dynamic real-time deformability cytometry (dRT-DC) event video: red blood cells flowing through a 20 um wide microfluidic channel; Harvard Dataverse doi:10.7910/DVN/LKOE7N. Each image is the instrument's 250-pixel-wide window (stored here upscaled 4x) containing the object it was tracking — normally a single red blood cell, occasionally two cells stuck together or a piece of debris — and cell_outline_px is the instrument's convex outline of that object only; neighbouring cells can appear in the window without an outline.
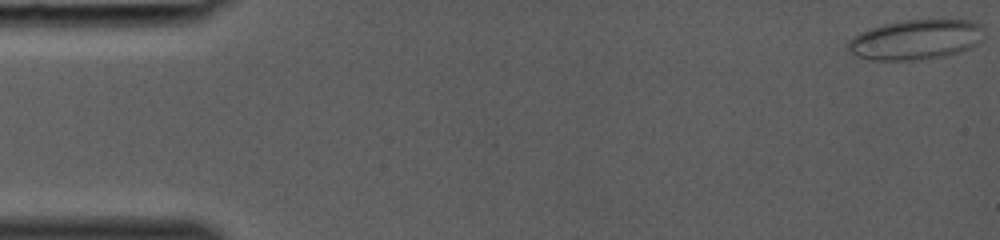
{"species": "common noctule bat (a hibernating species)", "species_latin": "Nyctalus noctula", "temperature_condition": "room temperature", "stored_images_in_passage": 34, "camera_frame_rate_fps": 3000, "um_per_image_px": 0.085, "animal": {"sex": "female", "body_mass_g": 19.0, "forearm_length_mm": 53.3}, "frame": {"image": 1, "passage_image": 1, "time_ms": 0.0, "image_size_px": [1000, 240], "cell_outline_px": [[984, 40], [972, 48], [960, 52], [944, 56], [924, 60], [868, 60], [856, 56], [848, 52], [848, 40], [852, 36], [868, 28], [904, 20], [968, 20], [980, 24]], "centroid_in_image_um": [77.83, 3.39], "position_along_channel_um": 7.2, "area_um2": 32.08}}
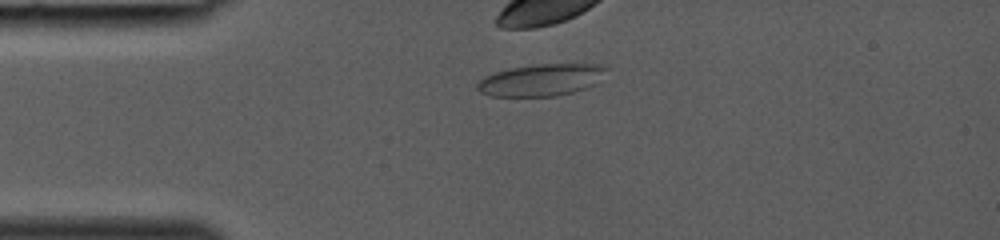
{"frame": {"image": 2, "passage_image": 10, "time_ms": 3.0, "image_size_px": [1000, 240], "cell_outline_px": [[608, 68], [596, 84], [572, 92], [556, 96], [488, 96], [480, 92], [476, 88], [476, 84], [484, 76], [496, 72], [512, 68], [536, 64], [600, 64]], "centroid_in_image_um": [45.99, 6.8], "position_along_channel_um": 39.0, "area_um2": 23.93}}